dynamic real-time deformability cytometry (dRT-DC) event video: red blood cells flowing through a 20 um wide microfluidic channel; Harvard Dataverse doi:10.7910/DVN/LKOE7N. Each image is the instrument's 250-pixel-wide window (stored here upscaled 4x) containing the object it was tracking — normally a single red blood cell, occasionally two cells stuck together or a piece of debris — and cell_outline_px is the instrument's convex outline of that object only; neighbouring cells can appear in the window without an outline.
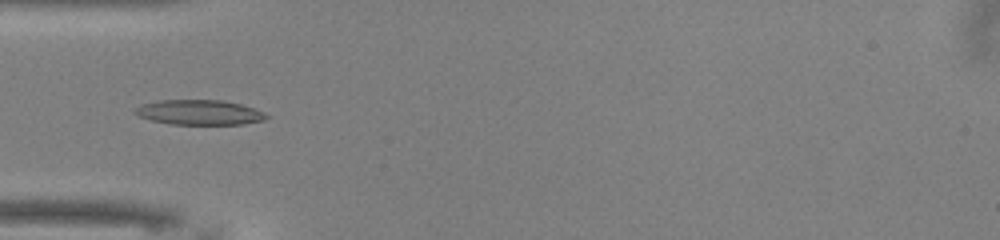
{"species": "common noctule bat (a hibernating species)", "species_latin": "Nyctalus noctula", "temperature_condition": "warm", "stored_images_in_passage": 50, "camera_frame_rate_fps": 3000, "um_per_image_px": 0.085, "animal": {"sex": "male", "body_mass_g": 13.0, "forearm_length_mm": 53.1}, "frame": {"image": 1, "passage_image": 16, "time_ms": 5.0, "image_size_px": [1000, 240], "cell_outline_px": [[268, 116], [264, 120], [244, 124], [168, 124], [152, 120], [140, 116], [132, 112], [132, 108], [140, 104], [160, 100], [220, 100], [240, 104], [264, 112]], "centroid_in_image_um": [16.88, 9.55], "position_along_channel_um": 68.1, "area_um2": 19.07}}
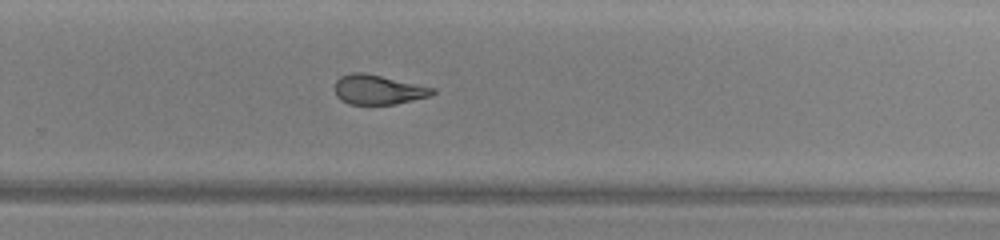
{"frame": {"image": 2, "passage_image": 33, "time_ms": 10.667, "image_size_px": [1000, 240], "cell_outline_px": [[436, 92], [432, 96], [396, 104], [348, 104], [340, 100], [336, 96], [336, 80], [340, 76], [352, 72], [364, 72], [436, 88]], "centroid_in_image_um": [32.17, 7.62], "position_along_channel_um": 297.6, "area_um2": 16.99}}
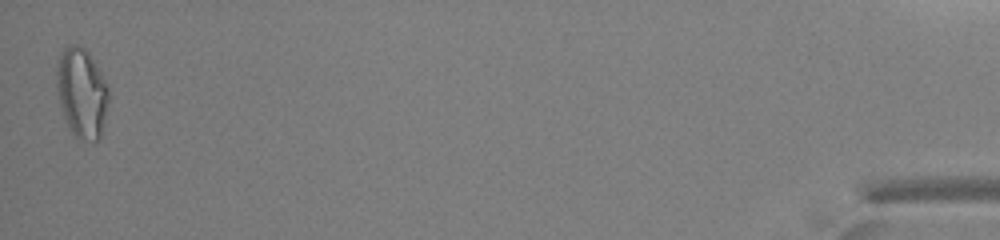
{"frame": {"image": 3, "passage_image": 50, "time_ms": 16.333, "image_size_px": [1000, 240], "cell_outline_px": [[108, 100], [104, 120], [100, 136], [96, 140], [84, 144], [72, 136], [64, 120], [56, 92], [56, 60], [60, 52], [68, 44], [80, 44], [88, 52], [108, 84]], "centroid_in_image_um": [6.9, 7.91], "position_along_channel_um": 428.3, "area_um2": 28.03}, "authors_computed_cell_mechanics": {"area_um2": 18.6983, "velocity_mm_per_s": 4.0521, "shape_relaxation_time_tau1_ms": 6.0724, "shape_relaxation_time_tau2_ms": 2.1203, "deformation_change_tau1": 0.2146, "deformation_change_tau2": 0.1138}}